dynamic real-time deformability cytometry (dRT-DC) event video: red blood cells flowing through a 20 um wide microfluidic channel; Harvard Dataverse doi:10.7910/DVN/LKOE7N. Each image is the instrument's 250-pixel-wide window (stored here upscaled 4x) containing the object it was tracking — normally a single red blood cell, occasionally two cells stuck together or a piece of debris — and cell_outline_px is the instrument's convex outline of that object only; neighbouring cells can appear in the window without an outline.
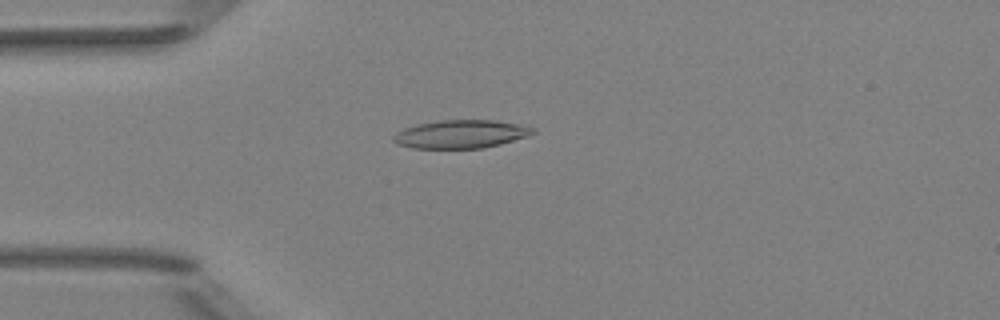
{"species": "Egyptian fruit bat (a non-hibernating species)", "species_latin": "Rousettus aegyptiacus", "temperature_condition": "room temperature", "stored_images_in_passage": 36, "camera_frame_rate_fps": 3000, "um_per_image_px": 0.085, "animal": {"sex": "female"}, "frame": {"image": 1, "passage_image": 6, "time_ms": 1.667, "image_size_px": [1000, 320], "cell_outline_px": [[536, 132], [528, 136], [500, 144], [484, 148], [412, 148], [396, 144], [392, 140], [392, 136], [396, 132], [404, 128], [416, 124], [440, 120], [496, 120], [536, 128]], "centroid_in_image_um": [39.14, 11.4], "position_along_channel_um": 45.9, "area_um2": 23.06}}
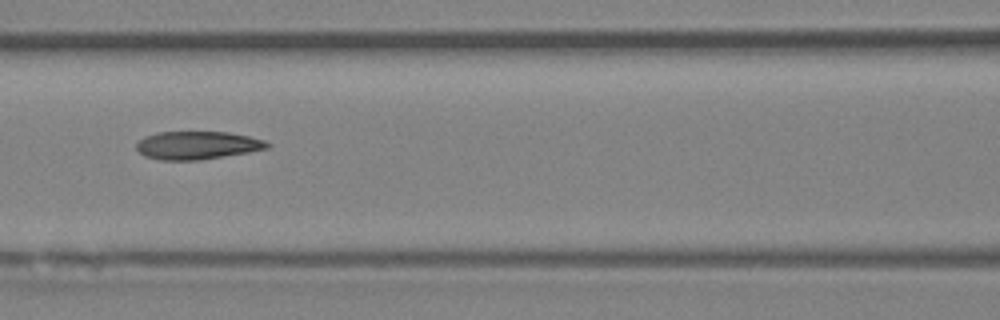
{"frame": {"image": 2, "passage_image": 15, "time_ms": 4.667, "image_size_px": [1000, 320], "cell_outline_px": [[272, 144], [268, 148], [248, 152], [200, 160], [160, 160], [144, 156], [136, 148], [136, 144], [144, 136], [156, 132], [228, 132], [248, 136], [264, 140]], "centroid_in_image_um": [16.76, 12.35], "position_along_channel_um": 149.8, "area_um2": 21.39}}
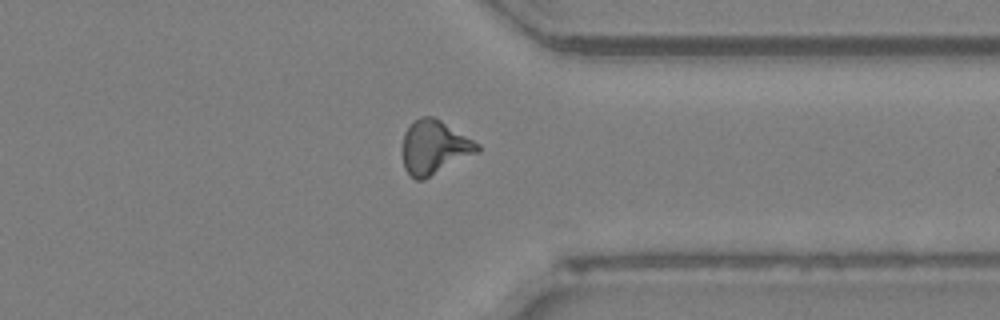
{"frame": {"image": 3, "passage_image": 32, "time_ms": 10.333, "image_size_px": [1000, 320], "cell_outline_px": [[480, 152], [424, 180], [416, 180], [404, 168], [400, 152], [400, 148], [404, 132], [420, 116], [432, 116], [440, 120], [480, 144]], "centroid_in_image_um": [36.89, 12.55], "position_along_channel_um": 374.5, "area_um2": 23.87}, "authors_computed_cell_mechanics": {"area_um2": 21.9351, "velocity_mm_per_s": 4.0119, "shape_relaxation_time_tau1_ms": null, "shape_relaxation_time_tau2_ms": 3.8582, "deformation_change_tau1": null, "deformation_change_tau2": 0.11}}